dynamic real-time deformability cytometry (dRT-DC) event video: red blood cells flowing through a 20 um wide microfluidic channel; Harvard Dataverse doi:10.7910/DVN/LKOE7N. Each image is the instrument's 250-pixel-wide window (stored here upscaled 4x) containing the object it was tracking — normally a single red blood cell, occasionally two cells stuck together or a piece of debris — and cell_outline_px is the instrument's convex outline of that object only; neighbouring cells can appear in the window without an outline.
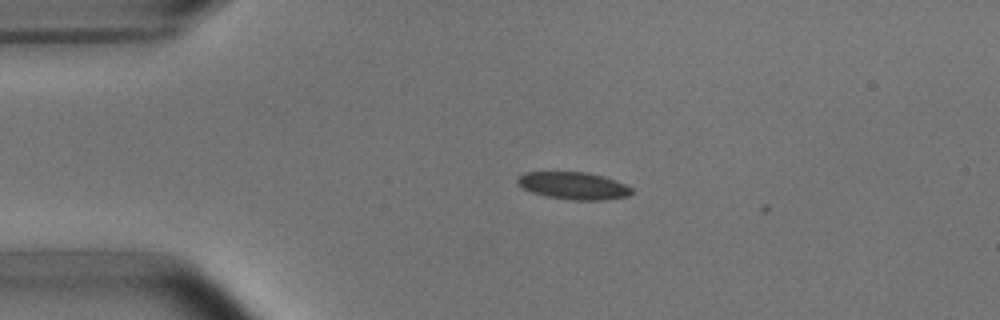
{"species": "common noctule bat (a hibernating species)", "species_latin": "Nyctalus noctula", "temperature_condition": "room temperature", "stored_images_in_passage": 2, "camera_frame_rate_fps": 3000, "um_per_image_px": 0.085, "animal": {"sex": "male", "body_mass_g": 15.6}, "frame": {"image": 1, "passage_image": 1, "time_ms": 0.0, "image_size_px": [1000, 320], "cell_outline_px": [[632, 192], [628, 196], [604, 200], [572, 200], [548, 196], [532, 192], [524, 188], [516, 180], [524, 172], [588, 172], [604, 176], [624, 184], [632, 188]], "centroid_in_image_um": [48.77, 15.78], "position_along_channel_um": 36.2, "area_um2": 17.98}}